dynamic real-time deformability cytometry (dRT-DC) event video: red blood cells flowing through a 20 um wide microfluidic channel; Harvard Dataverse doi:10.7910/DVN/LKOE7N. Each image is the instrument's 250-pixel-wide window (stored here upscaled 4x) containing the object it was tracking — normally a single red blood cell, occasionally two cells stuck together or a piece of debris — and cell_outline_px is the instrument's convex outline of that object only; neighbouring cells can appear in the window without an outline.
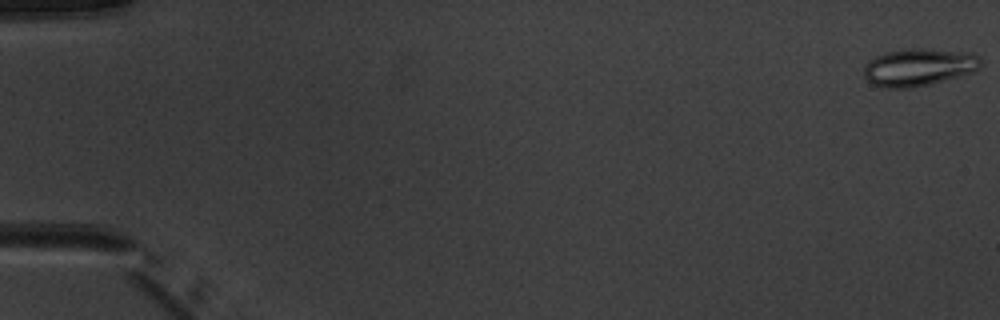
{"species": "common noctule bat (a hibernating species)", "species_latin": "Nyctalus noctula", "temperature_condition": "warm", "stored_images_in_passage": 34, "camera_frame_rate_fps": 3000, "um_per_image_px": 0.085, "animal": {"sex": "male", "body_mass_g": 20.1, "forearm_length_mm": 53.5}, "frame": {"image": 1, "passage_image": 1, "time_ms": 0.0, "image_size_px": [1000, 320], "cell_outline_px": [[984, 60], [980, 68], [972, 72], [928, 84], [912, 88], [884, 88], [872, 84], [864, 76], [864, 68], [868, 60], [884, 52], [908, 48], [920, 48], [972, 52], [980, 56]], "centroid_in_image_um": [78.11, 5.69], "position_along_channel_um": 6.9, "area_um2": 25.78}}
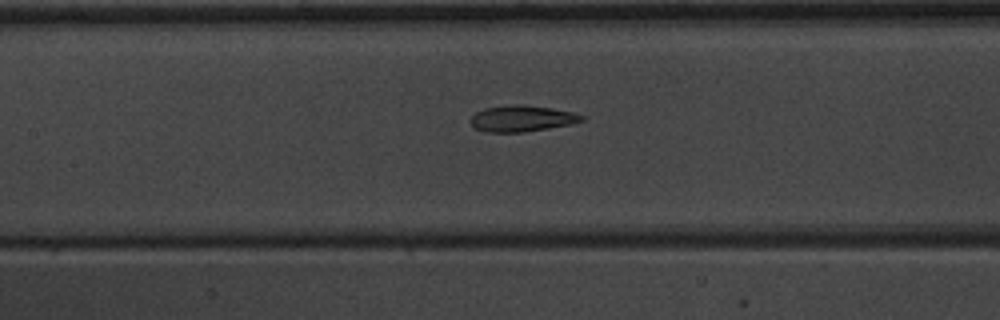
{"frame": {"image": 2, "passage_image": 25, "time_ms": 8.0, "image_size_px": [1000, 320], "cell_outline_px": [[584, 120], [568, 124], [548, 128], [524, 132], [484, 132], [476, 128], [468, 120], [476, 112], [484, 108], [508, 104], [524, 104], [552, 108], [572, 112], [584, 116]], "centroid_in_image_um": [44.31, 10.06], "position_along_channel_um": 163.1, "area_um2": 16.99}}
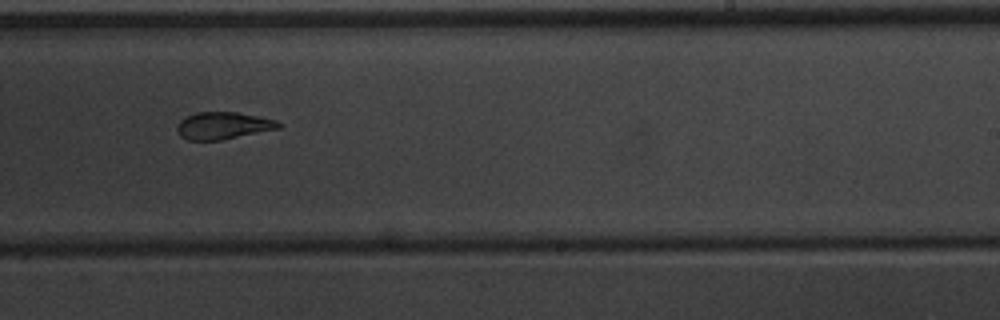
{"frame": {"image": 3, "passage_image": 33, "time_ms": 10.667, "image_size_px": [1000, 320], "cell_outline_px": [[280, 128], [220, 140], [188, 140], [180, 136], [176, 128], [180, 120], [196, 112], [236, 112], [276, 120], [280, 124]], "centroid_in_image_um": [18.93, 10.68], "position_along_channel_um": 270.1, "area_um2": 15.84}}